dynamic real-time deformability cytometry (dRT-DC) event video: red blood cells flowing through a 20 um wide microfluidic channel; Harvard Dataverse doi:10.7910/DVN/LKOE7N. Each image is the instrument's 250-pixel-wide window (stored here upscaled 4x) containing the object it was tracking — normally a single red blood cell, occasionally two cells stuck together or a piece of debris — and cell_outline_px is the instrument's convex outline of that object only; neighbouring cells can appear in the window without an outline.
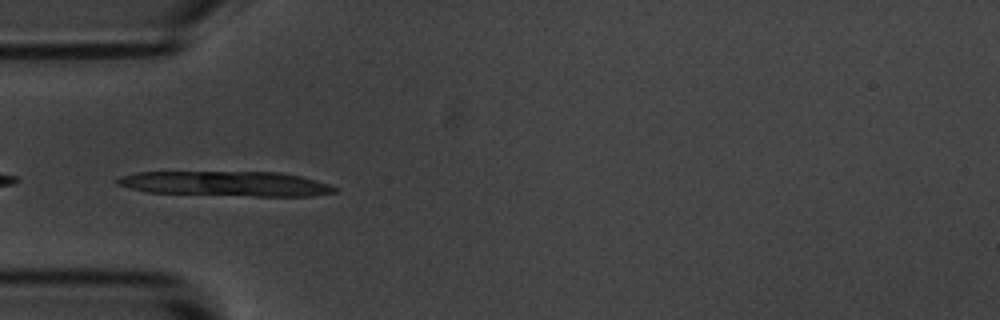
{"species": "common noctule bat (a hibernating species)", "species_latin": "Nyctalus noctula", "temperature_condition": "room temperature", "stored_images_in_passage": 54, "camera_frame_rate_fps": 3000, "um_per_image_px": 0.085, "animal": {"sex": "male", "body_mass_g": 20.1, "forearm_length_mm": 53.5}, "frame": {"image": 1, "passage_image": 16, "time_ms": 5.0, "image_size_px": [1000, 320], "cell_outline_px": [[336, 192], [312, 196], [252, 196], [148, 192], [116, 184], [112, 180], [120, 176], [136, 172], [280, 172], [300, 176], [316, 180], [328, 184], [336, 188]], "centroid_in_image_um": [19.19, 15.61], "position_along_channel_um": 65.8, "area_um2": 31.5}}